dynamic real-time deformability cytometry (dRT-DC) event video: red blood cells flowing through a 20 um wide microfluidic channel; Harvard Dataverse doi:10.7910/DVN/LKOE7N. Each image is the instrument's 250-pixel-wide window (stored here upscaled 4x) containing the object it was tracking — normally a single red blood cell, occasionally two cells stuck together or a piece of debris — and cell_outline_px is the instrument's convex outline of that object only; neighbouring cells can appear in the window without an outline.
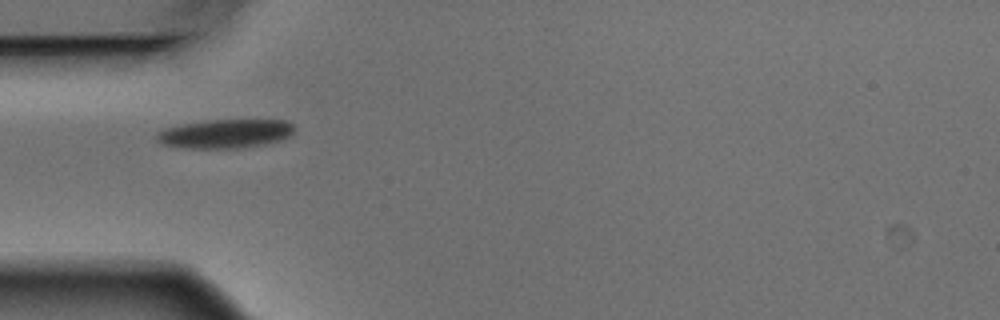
{"species": "Egyptian fruit bat (a non-hibernating species)", "species_latin": "Rousettus aegyptiacus", "temperature_condition": "warm", "stored_images_in_passage": 6, "camera_frame_rate_fps": 3000, "um_per_image_px": 0.085, "animal": {"sex": "male"}, "frame": {"image": 1, "passage_image": 5, "time_ms": 1.333, "image_size_px": [1000, 320], "cell_outline_px": [[296, 128], [292, 136], [280, 140], [264, 144], [244, 148], [184, 148], [160, 144], [156, 140], [156, 132], [164, 128], [204, 120], [288, 120]], "centroid_in_image_um": [19.16, 11.36], "position_along_channel_um": 65.8, "area_um2": 23.52}}
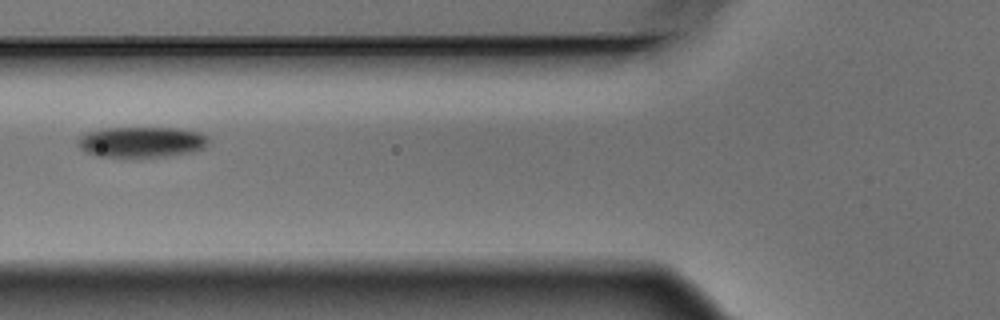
{"frame": {"image": 2, "passage_image": 6, "time_ms": 1.667, "image_size_px": [1000, 320], "cell_outline_px": [[208, 140], [200, 148], [192, 152], [164, 156], [96, 156], [80, 148], [76, 144], [80, 136], [88, 132], [100, 128], [176, 128], [200, 132], [208, 136]], "centroid_in_image_um": [11.99, 12.05], "position_along_channel_um": 113.8, "area_um2": 22.95}}